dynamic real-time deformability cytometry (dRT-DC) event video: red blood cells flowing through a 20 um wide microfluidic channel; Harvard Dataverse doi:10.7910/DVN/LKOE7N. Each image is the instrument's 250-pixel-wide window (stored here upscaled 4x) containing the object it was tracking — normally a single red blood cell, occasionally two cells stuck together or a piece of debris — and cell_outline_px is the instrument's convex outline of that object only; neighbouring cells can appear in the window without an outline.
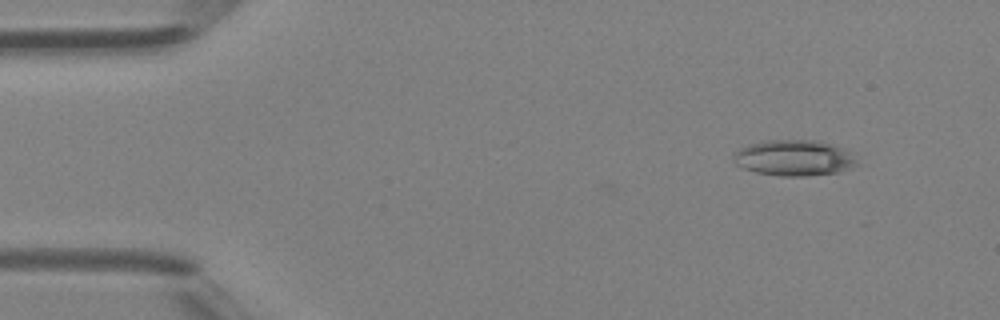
{"species": "Egyptian fruit bat (a non-hibernating species)", "species_latin": "Rousettus aegyptiacus", "temperature_condition": "room temperature", "stored_images_in_passage": 12, "camera_frame_rate_fps": 3000, "um_per_image_px": 0.085, "animal": {"sex": "female"}, "frame": {"image": 1, "passage_image": 1, "time_ms": 0.0, "image_size_px": [1000, 320], "cell_outline_px": [[856, 164], [852, 168], [840, 172], [804, 176], [780, 176], [756, 172], [744, 168], [736, 164], [732, 160], [732, 156], [740, 148], [748, 144], [764, 140], [816, 140], [840, 148], [848, 152], [856, 160]], "centroid_in_image_um": [67.44, 13.43], "position_along_channel_um": 17.6, "area_um2": 25.61}}